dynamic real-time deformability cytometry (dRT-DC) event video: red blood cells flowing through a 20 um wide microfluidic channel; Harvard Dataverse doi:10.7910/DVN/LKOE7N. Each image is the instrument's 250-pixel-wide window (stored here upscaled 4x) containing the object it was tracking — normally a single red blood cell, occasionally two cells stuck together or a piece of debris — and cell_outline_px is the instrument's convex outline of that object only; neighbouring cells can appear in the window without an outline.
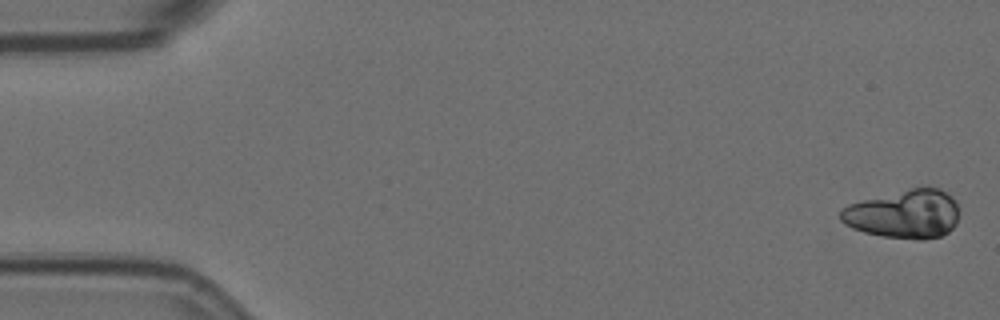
{"species": "Egyptian fruit bat (a non-hibernating species)", "species_latin": "Rousettus aegyptiacus", "temperature_condition": "room temperature", "stored_images_in_passage": 7, "segment_of_instrument_passage": [1, 2], "camera_frame_rate_fps": 3000, "um_per_image_px": 0.085, "animal": {"sex": "female"}, "frame": {"image": 1, "passage_image": 1, "time_ms": 0.0, "image_size_px": [1000, 320], "cell_outline_px": [[956, 224], [948, 232], [940, 236], [924, 240], [920, 240], [884, 236], [864, 232], [852, 228], [844, 224], [840, 220], [840, 208], [848, 204], [924, 184], [940, 188], [956, 204]], "centroid_in_image_um": [76.81, 18.18], "position_along_channel_um": 8.2, "area_um2": 33.7}}